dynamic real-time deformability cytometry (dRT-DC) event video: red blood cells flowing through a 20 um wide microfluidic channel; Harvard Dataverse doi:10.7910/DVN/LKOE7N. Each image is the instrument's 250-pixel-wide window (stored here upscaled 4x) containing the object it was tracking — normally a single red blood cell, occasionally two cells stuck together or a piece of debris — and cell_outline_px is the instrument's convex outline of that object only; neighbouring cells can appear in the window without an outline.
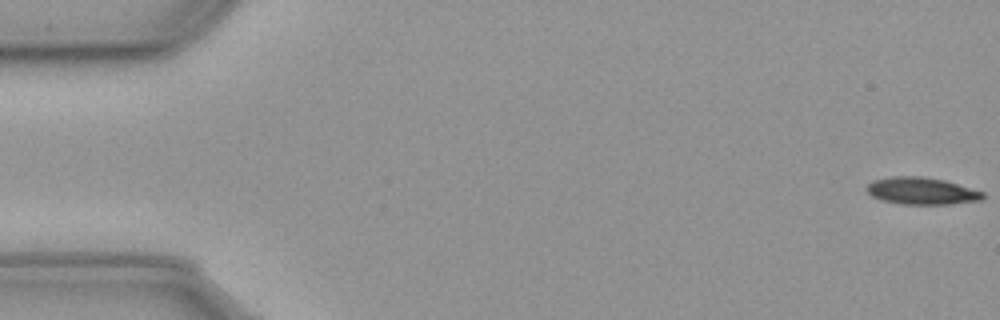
{"species": "common noctule bat (a hibernating species)", "species_latin": "Nyctalus noctula", "temperature_condition": "cold", "stored_images_in_passage": 8, "camera_frame_rate_fps": 3000, "um_per_image_px": 0.085, "animal": {"sex": "male", "body_mass_g": 23.1, "forearm_length_mm": 52.7}, "frame": {"image": 1, "passage_image": 1, "time_ms": 0.0, "image_size_px": [1000, 320], "cell_outline_px": [[984, 196], [980, 200], [948, 204], [900, 204], [880, 200], [872, 196], [864, 188], [872, 180], [892, 176], [920, 176], [944, 180], [984, 192]], "centroid_in_image_um": [78.28, 16.23], "position_along_channel_um": 6.7, "area_um2": 18.32}}